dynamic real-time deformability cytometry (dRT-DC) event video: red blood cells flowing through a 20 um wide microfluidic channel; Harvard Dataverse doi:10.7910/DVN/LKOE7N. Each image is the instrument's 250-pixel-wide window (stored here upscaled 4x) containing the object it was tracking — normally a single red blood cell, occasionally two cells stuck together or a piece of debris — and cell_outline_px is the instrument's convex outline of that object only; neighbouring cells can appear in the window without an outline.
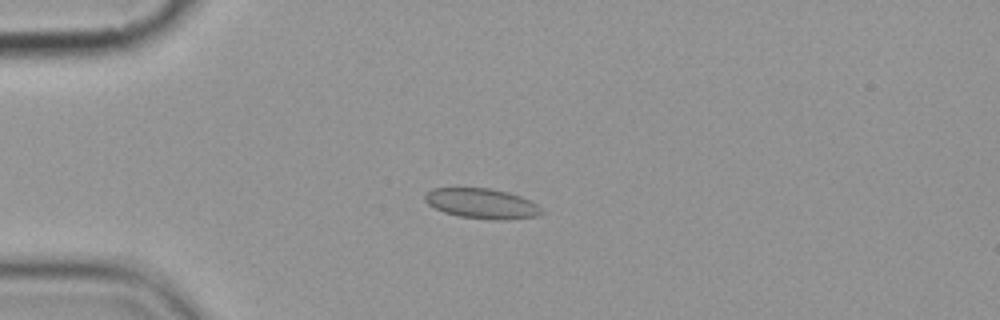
{"species": "common noctule bat (a hibernating species)", "species_latin": "Nyctalus noctula", "temperature_condition": "cold", "stored_images_in_passage": 15, "camera_frame_rate_fps": 3000, "um_per_image_px": 0.085, "animal": {"sex": "female", "body_mass_g": 19.9}, "frame": {"image": 1, "passage_image": 4, "time_ms": 4.333, "image_size_px": [1000, 320], "cell_outline_px": [[544, 212], [536, 216], [504, 220], [492, 220], [460, 216], [444, 212], [428, 204], [424, 200], [424, 196], [432, 188], [488, 188], [508, 192], [520, 196], [536, 204]], "centroid_in_image_um": [40.94, 17.3], "position_along_channel_um": 44.1, "area_um2": 20.29}}
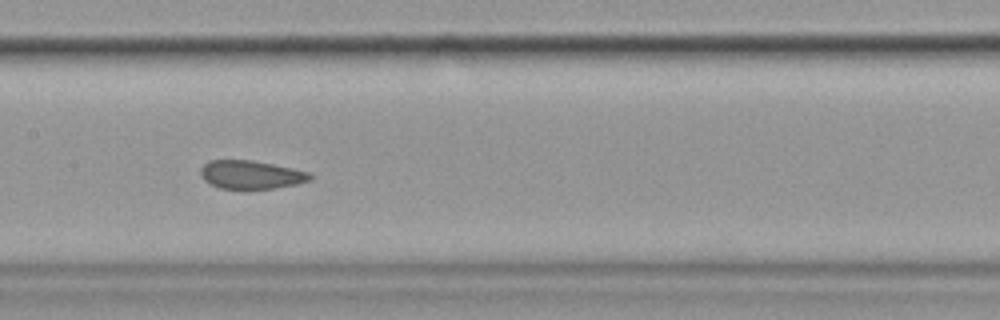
{"frame": {"image": 2, "passage_image": 8, "time_ms": 9.0, "image_size_px": [1000, 320], "cell_outline_px": [[312, 180], [296, 184], [272, 188], [220, 188], [204, 180], [200, 172], [200, 168], [208, 160], [252, 160], [272, 164], [308, 172], [312, 176]], "centroid_in_image_um": [21.31, 14.83], "position_along_channel_um": 186.1, "area_um2": 17.8}}
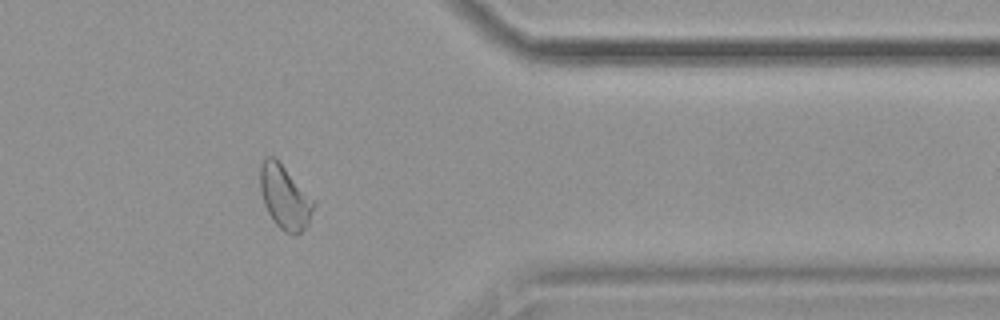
{"frame": {"image": 3, "passage_image": 13, "time_ms": 15.0, "image_size_px": [1000, 320], "cell_outline_px": [[316, 204], [308, 224], [296, 236], [292, 236], [284, 232], [272, 220], [264, 204], [260, 192], [260, 164], [264, 156], [276, 156]], "centroid_in_image_um": [24.18, 16.75], "position_along_channel_um": 387.2, "area_um2": 20.06}, "authors_computed_cell_mechanics": {"area_um2": 19.7098, "velocity_mm_per_s": 3.5757, "shape_relaxation_time_tau1_ms": null, "shape_relaxation_time_tau2_ms": 6.7512, "deformation_change_tau1": null, "deformation_change_tau2": 0.0586}}